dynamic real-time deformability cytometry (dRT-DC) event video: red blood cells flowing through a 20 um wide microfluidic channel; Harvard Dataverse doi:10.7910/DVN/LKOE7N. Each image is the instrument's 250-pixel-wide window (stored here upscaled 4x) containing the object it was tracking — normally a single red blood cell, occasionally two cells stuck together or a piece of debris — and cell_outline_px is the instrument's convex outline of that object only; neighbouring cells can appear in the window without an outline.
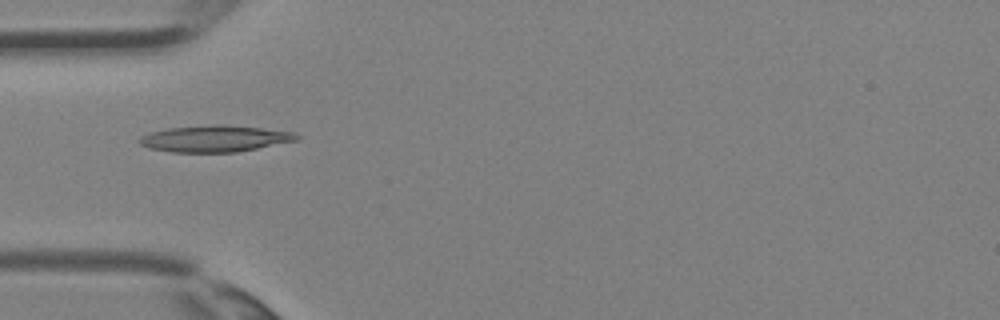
{"species": "Egyptian fruit bat (a non-hibernating species)", "species_latin": "Rousettus aegyptiacus", "temperature_condition": "room temperature", "stored_images_in_passage": 2, "camera_frame_rate_fps": 3000, "um_per_image_px": 0.085, "animal": {"sex": "female"}, "frame": {"image": 1, "passage_image": 2, "time_ms": 0.333, "image_size_px": [1000, 320], "cell_outline_px": [[300, 140], [236, 152], [172, 152], [148, 148], [140, 144], [136, 140], [140, 136], [152, 132], [168, 128], [212, 124], [224, 124], [260, 128], [292, 132], [300, 136]], "centroid_in_image_um": [18.24, 11.78], "position_along_channel_um": 66.8, "area_um2": 24.33}}